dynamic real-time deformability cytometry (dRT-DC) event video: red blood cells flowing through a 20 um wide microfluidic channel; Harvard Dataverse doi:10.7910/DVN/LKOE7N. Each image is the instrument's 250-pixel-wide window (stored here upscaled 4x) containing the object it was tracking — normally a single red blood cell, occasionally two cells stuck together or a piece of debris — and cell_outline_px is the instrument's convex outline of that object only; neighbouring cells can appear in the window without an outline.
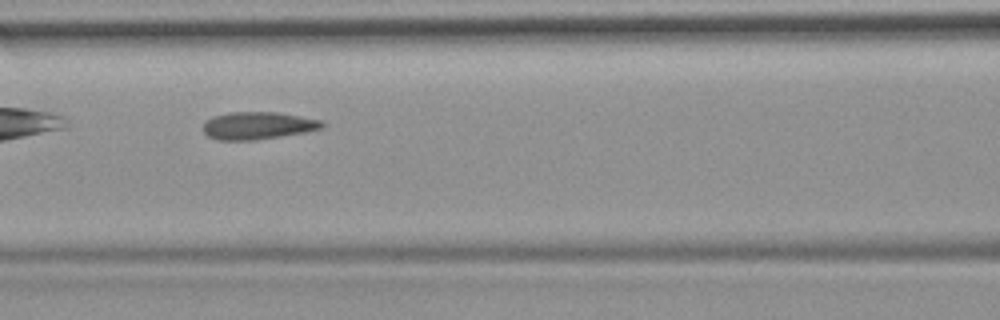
{"species": "common noctule bat (a hibernating species)", "species_latin": "Nyctalus noctula", "temperature_condition": "room temperature", "stored_images_in_passage": 10, "camera_frame_rate_fps": 3000, "um_per_image_px": 0.085, "animal": {"sex": "female", "body_mass_g": 19.9}, "frame": {"image": 1, "passage_image": 9, "time_ms": 10.333, "image_size_px": [1000, 320], "cell_outline_px": [[324, 128], [304, 132], [256, 140], [216, 140], [208, 136], [204, 132], [204, 120], [212, 116], [228, 112], [276, 112], [324, 120]], "centroid_in_image_um": [21.9, 10.67], "position_along_channel_um": 144.7, "area_um2": 19.19}}
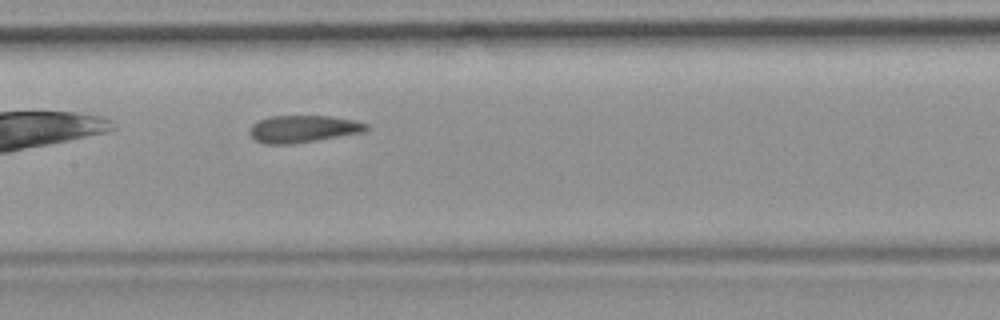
{"frame": {"image": 2, "passage_image": 10, "time_ms": 11.333, "image_size_px": [1000, 320], "cell_outline_px": [[368, 128], [364, 132], [292, 144], [264, 144], [256, 140], [248, 132], [252, 124], [260, 120], [272, 116], [332, 116], [356, 120], [368, 124]], "centroid_in_image_um": [25.78, 10.95], "position_along_channel_um": 181.6, "area_um2": 18.44}}